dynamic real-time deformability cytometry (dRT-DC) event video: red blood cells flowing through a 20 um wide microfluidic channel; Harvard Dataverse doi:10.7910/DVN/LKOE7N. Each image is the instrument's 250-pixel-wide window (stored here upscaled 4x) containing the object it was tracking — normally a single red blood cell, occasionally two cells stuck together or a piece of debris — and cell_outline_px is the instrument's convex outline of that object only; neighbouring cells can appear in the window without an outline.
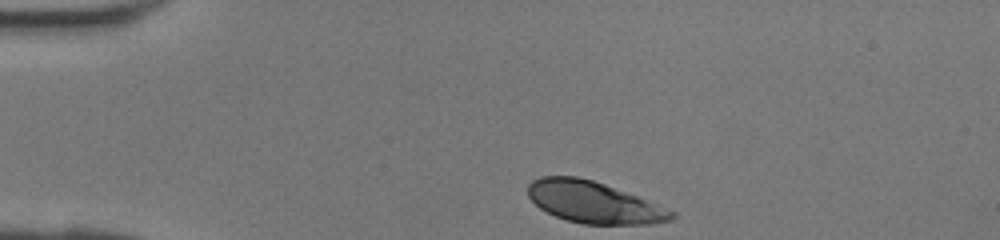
{"species": "human", "species_latin": "Homo sapiens", "temperature_condition": "room temperature", "stored_images_in_passage": 27, "camera_frame_rate_fps": 3000, "um_per_image_px": 0.085, "donor": {"sex": "female"}, "frame": {"image": 1, "passage_image": 1, "time_ms": 0.0, "image_size_px": [1000, 240], "cell_outline_px": [[676, 216], [672, 220], [648, 224], [584, 224], [568, 220], [556, 216], [540, 208], [528, 196], [528, 184], [532, 180], [540, 176], [576, 176], [592, 180], [604, 184], [636, 196], [676, 212]], "centroid_in_image_um": [50.45, 17.19], "position_along_channel_um": 34.6, "area_um2": 34.39}}
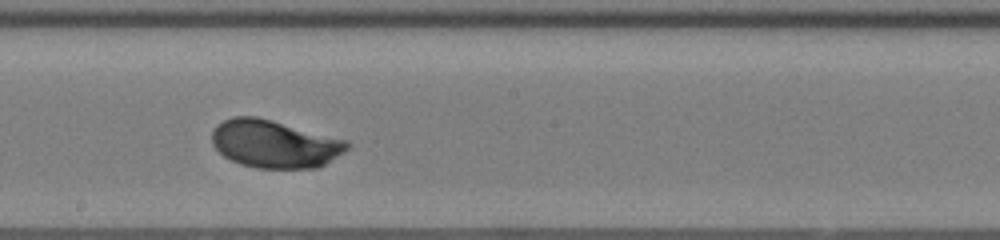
{"frame": {"image": 2, "passage_image": 16, "time_ms": 5.0, "image_size_px": [1000, 240], "cell_outline_px": [[348, 148], [344, 152], [324, 164], [316, 168], [256, 168], [240, 164], [224, 156], [212, 144], [212, 132], [216, 124], [232, 116], [256, 116], [272, 120], [348, 140]], "centroid_in_image_um": [23.31, 12.22], "position_along_channel_um": 224.9, "area_um2": 37.57}}
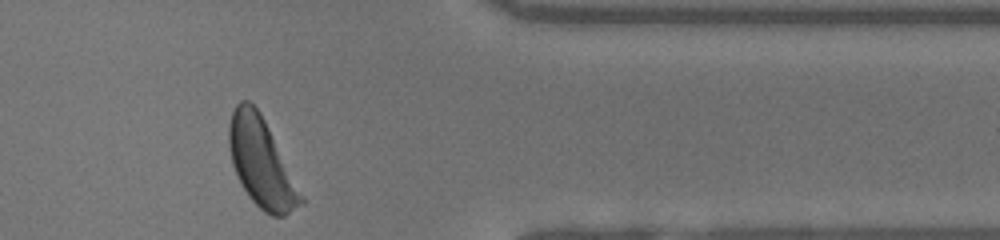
{"frame": {"image": 3, "passage_image": 27, "time_ms": 8.667, "image_size_px": [1000, 240], "cell_outline_px": [[304, 204], [284, 216], [272, 216], [264, 212], [248, 196], [232, 164], [228, 144], [228, 124], [232, 112], [236, 104], [240, 100], [248, 100], [260, 112], [304, 196]], "centroid_in_image_um": [22.21, 13.83], "position_along_channel_um": 389.2, "area_um2": 36.88}}